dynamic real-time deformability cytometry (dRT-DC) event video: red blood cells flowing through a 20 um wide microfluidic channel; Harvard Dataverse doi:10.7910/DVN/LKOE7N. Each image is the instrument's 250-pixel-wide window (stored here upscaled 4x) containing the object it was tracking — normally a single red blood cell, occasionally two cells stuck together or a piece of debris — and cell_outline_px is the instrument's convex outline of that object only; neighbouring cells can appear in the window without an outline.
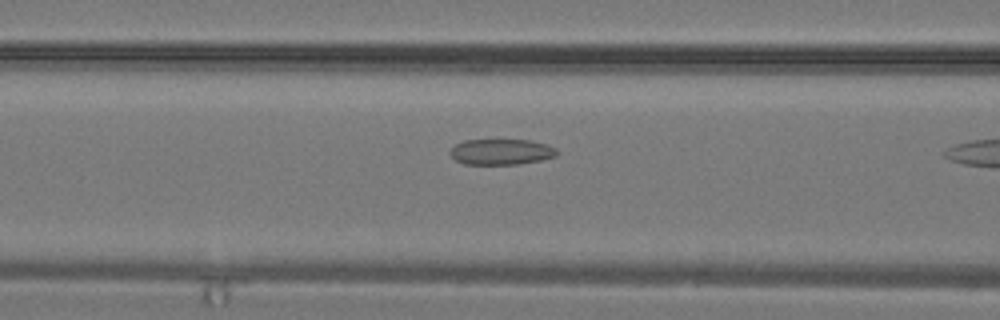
{"species": "common noctule bat (a hibernating species)", "species_latin": "Nyctalus noctula", "temperature_condition": "warm", "stored_images_in_passage": 6, "camera_frame_rate_fps": 3000, "um_per_image_px": 0.085, "animal": {"sex": "male", "body_mass_g": 19.2, "forearm_length_mm": 51.8}, "frame": {"image": 1, "passage_image": 5, "time_ms": 1.333, "image_size_px": [1000, 320], "cell_outline_px": [[560, 152], [556, 156], [540, 160], [520, 164], [464, 164], [456, 160], [448, 152], [456, 144], [464, 140], [528, 140], [548, 144], [556, 148]], "centroid_in_image_um": [42.63, 12.9], "position_along_channel_um": 124.0, "area_um2": 16.07}}